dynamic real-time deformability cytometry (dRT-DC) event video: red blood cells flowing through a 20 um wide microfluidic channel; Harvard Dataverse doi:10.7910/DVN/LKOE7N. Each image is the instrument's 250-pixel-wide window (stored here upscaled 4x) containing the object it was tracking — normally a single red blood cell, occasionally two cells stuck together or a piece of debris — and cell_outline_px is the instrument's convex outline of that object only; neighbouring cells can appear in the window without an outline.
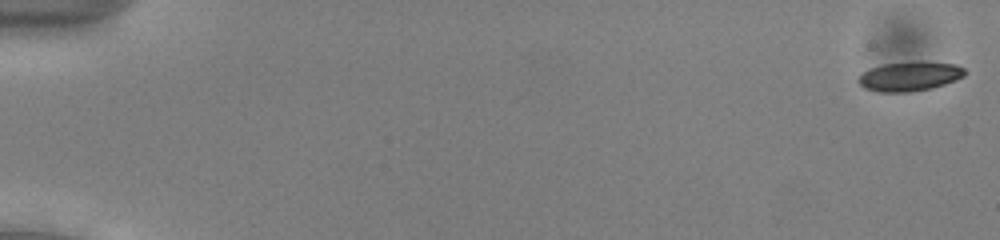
{"species": "common noctule bat (a hibernating species)", "species_latin": "Nyctalus noctula", "temperature_condition": "cold", "stored_images_in_passage": 54, "camera_frame_rate_fps": 3000, "um_per_image_px": 0.085, "animal": {"sex": "male", "body_mass_g": 13.0, "forearm_length_mm": 53.1}, "frame": {"image": 1, "passage_image": 1, "time_ms": 0.0, "image_size_px": [1000, 240], "cell_outline_px": [[968, 72], [964, 76], [956, 80], [932, 88], [908, 92], [880, 92], [864, 88], [856, 80], [868, 68], [884, 64], [956, 64], [964, 68]], "centroid_in_image_um": [77.3, 6.53], "position_along_channel_um": 7.7, "area_um2": 17.51}}
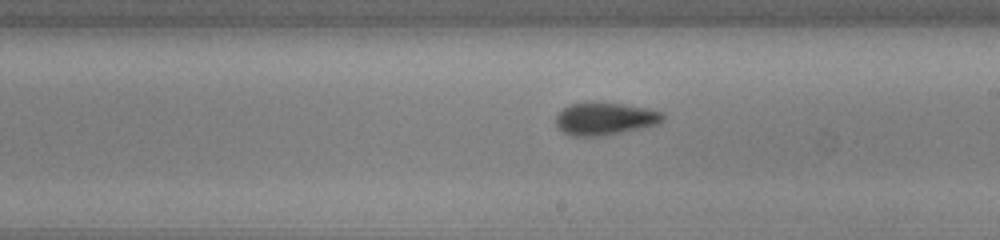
{"frame": {"image": 2, "passage_image": 32, "time_ms": 10.333, "image_size_px": [1000, 240], "cell_outline_px": [[664, 120], [660, 124], [600, 136], [572, 136], [564, 132], [556, 124], [556, 116], [564, 108], [572, 104], [592, 100], [624, 104], [648, 108], [664, 112]], "centroid_in_image_um": [51.45, 10.06], "position_along_channel_um": 237.5, "area_um2": 20.52}}
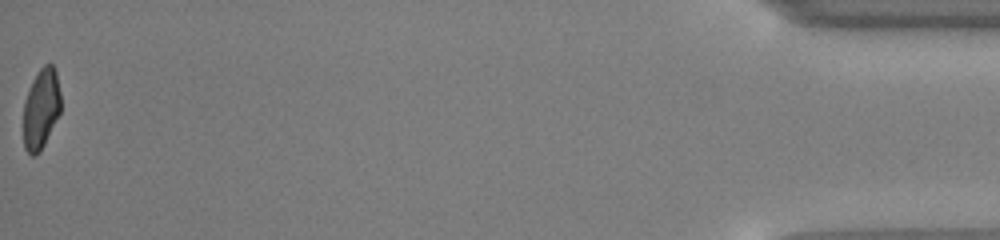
{"frame": {"image": 3, "passage_image": 54, "time_ms": 17.667, "image_size_px": [1000, 240], "cell_outline_px": [[60, 112], [40, 152], [36, 156], [32, 156], [24, 148], [24, 100], [32, 80], [40, 68], [44, 64], [52, 64], [56, 72], [60, 92]], "centroid_in_image_um": [3.48, 9.24], "position_along_channel_um": 431.7, "area_um2": 17.4}, "authors_computed_cell_mechanics": {"area_um2": 19.0162, "velocity_mm_per_s": 3.9007, "shape_relaxation_time_tau1_ms": 2.9601, "shape_relaxation_time_tau2_ms": 2.108, "deformation_change_tau1": 0.0892, "deformation_change_tau2": 0.0743}}